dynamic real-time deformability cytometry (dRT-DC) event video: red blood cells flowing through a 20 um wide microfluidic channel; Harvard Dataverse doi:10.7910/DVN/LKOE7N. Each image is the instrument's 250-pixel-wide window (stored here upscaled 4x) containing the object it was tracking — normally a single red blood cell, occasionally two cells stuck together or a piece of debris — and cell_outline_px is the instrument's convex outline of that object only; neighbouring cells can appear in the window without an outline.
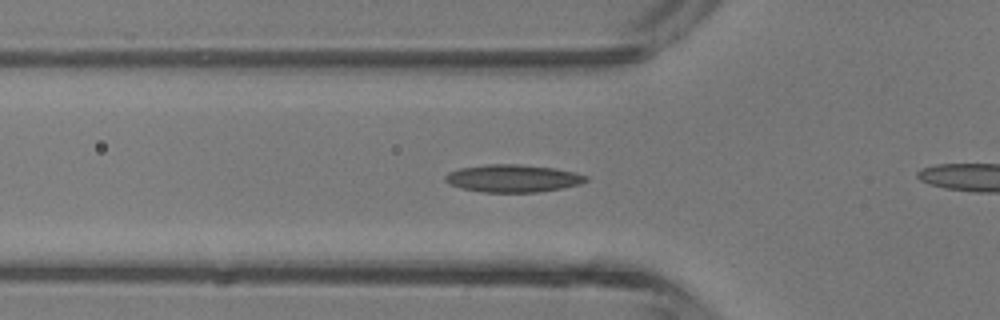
{"species": "common noctule bat (a hibernating species)", "species_latin": "Nyctalus noctula", "temperature_condition": "room temperature", "stored_images_in_passage": 28, "camera_frame_rate_fps": 3000, "um_per_image_px": 0.085, "animal": {"sex": "male", "body_mass_g": 13.3}, "frame": {"image": 1, "passage_image": 8, "time_ms": 2.333, "image_size_px": [1000, 320], "cell_outline_px": [[588, 180], [580, 184], [560, 188], [536, 192], [480, 192], [460, 188], [448, 184], [444, 180], [444, 176], [448, 172], [460, 168], [488, 164], [520, 164], [556, 168], [576, 172], [588, 176]], "centroid_in_image_um": [43.57, 15.15], "position_along_channel_um": 82.2, "area_um2": 22.77}}
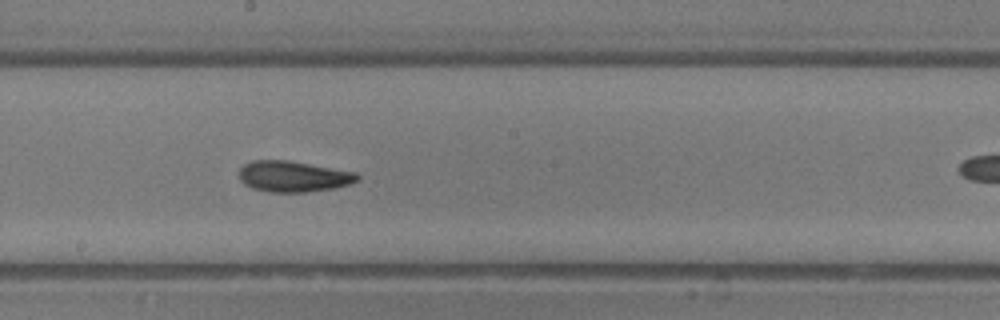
{"frame": {"image": 2, "passage_image": 17, "time_ms": 5.333, "image_size_px": [1000, 320], "cell_outline_px": [[360, 180], [336, 188], [308, 192], [268, 192], [252, 188], [244, 184], [240, 180], [240, 168], [244, 164], [252, 160], [288, 160], [356, 172], [360, 176]], "centroid_in_image_um": [24.94, 15.0], "position_along_channel_um": 223.3, "area_um2": 21.44}}
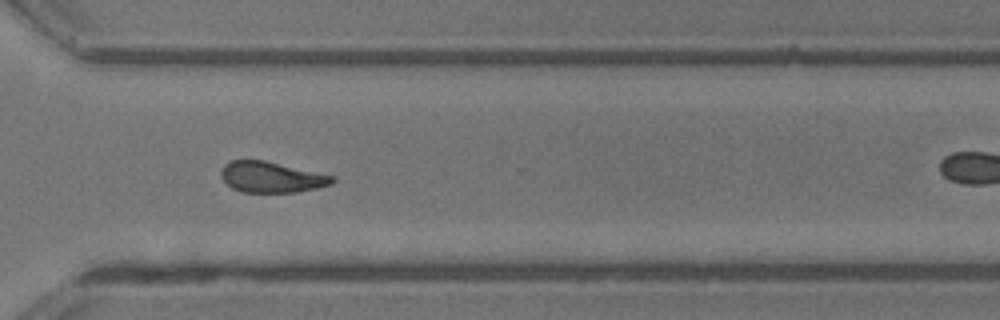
{"frame": {"image": 3, "passage_image": 25, "time_ms": 8.0, "image_size_px": [1000, 320], "cell_outline_px": [[336, 180], [332, 184], [316, 188], [296, 192], [244, 192], [232, 188], [220, 176], [220, 168], [224, 164], [232, 160], [264, 160], [336, 176]], "centroid_in_image_um": [23.08, 15.05], "position_along_channel_um": 347.5, "area_um2": 20.06}}